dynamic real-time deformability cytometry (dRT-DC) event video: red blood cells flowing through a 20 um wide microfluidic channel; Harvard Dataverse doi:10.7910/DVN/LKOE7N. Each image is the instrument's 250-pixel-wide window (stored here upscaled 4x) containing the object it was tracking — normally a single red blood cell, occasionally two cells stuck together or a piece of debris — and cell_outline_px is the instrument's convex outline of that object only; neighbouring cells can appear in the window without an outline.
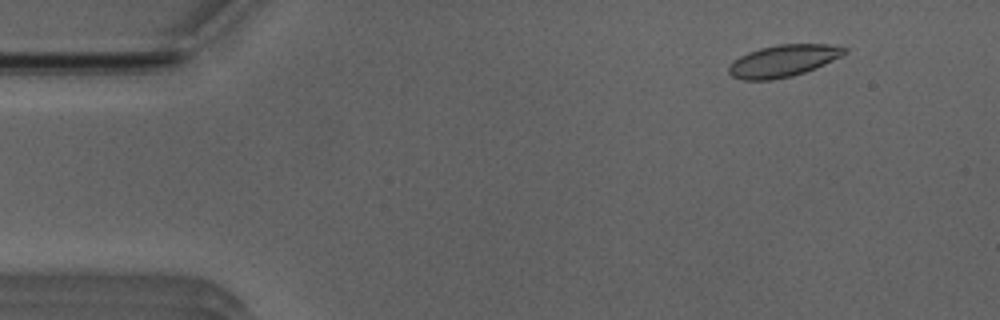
{"species": "Egyptian fruit bat (a non-hibernating species)", "species_latin": "Rousettus aegyptiacus", "temperature_condition": "room temperature", "stored_images_in_passage": 52, "camera_frame_rate_fps": 3000, "um_per_image_px": 0.085, "animal": {"sex": "male"}, "frame": {"image": 1, "passage_image": 6, "time_ms": 1.667, "image_size_px": [1000, 320], "cell_outline_px": [[848, 52], [816, 68], [792, 76], [772, 80], [744, 80], [732, 76], [728, 72], [728, 68], [732, 60], [748, 52], [760, 48], [776, 44], [828, 44], [848, 48]], "centroid_in_image_um": [66.55, 5.17], "position_along_channel_um": 18.5, "area_um2": 21.56}}
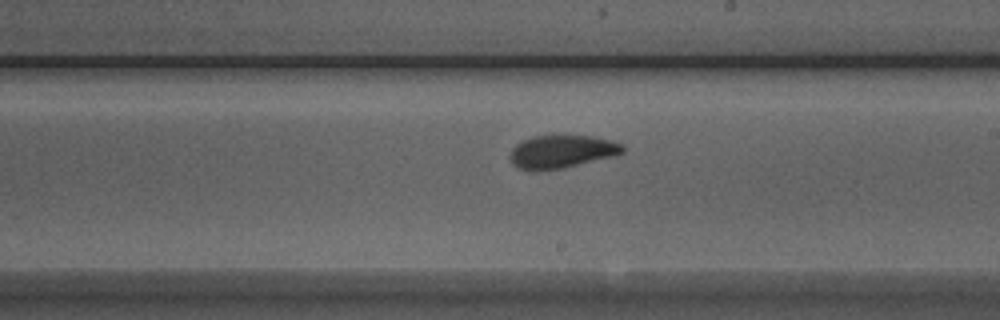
{"frame": {"image": 2, "passage_image": 30, "time_ms": 9.667, "image_size_px": [1000, 320], "cell_outline_px": [[624, 152], [616, 156], [564, 168], [536, 172], [528, 172], [512, 164], [508, 156], [512, 148], [516, 144], [532, 136], [564, 132], [592, 136], [612, 140], [624, 144]], "centroid_in_image_um": [47.74, 12.86], "position_along_channel_um": 241.3, "area_um2": 23.0}}
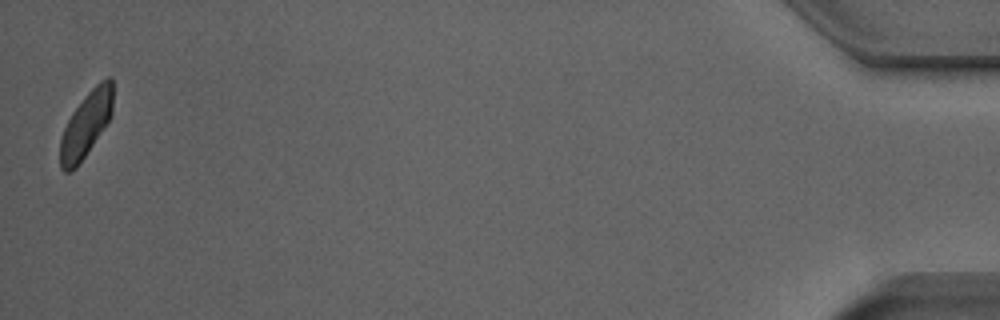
{"frame": {"image": 3, "passage_image": 52, "time_ms": 17.0, "image_size_px": [1000, 320], "cell_outline_px": [[112, 112], [108, 120], [76, 168], [68, 172], [64, 172], [60, 168], [60, 140], [64, 128], [72, 112], [84, 96], [100, 80], [108, 76], [112, 76]], "centroid_in_image_um": [7.29, 10.55], "position_along_channel_um": 427.9, "area_um2": 19.65}, "authors_computed_cell_mechanics": {"area_um2": 21.4438, "velocity_mm_per_s": 3.9109, "shape_relaxation_time_tau1_ms": 6.1118, "shape_relaxation_time_tau2_ms": 1.0887, "deformation_change_tau1": 0.1364, "deformation_change_tau2": 0.0622}}